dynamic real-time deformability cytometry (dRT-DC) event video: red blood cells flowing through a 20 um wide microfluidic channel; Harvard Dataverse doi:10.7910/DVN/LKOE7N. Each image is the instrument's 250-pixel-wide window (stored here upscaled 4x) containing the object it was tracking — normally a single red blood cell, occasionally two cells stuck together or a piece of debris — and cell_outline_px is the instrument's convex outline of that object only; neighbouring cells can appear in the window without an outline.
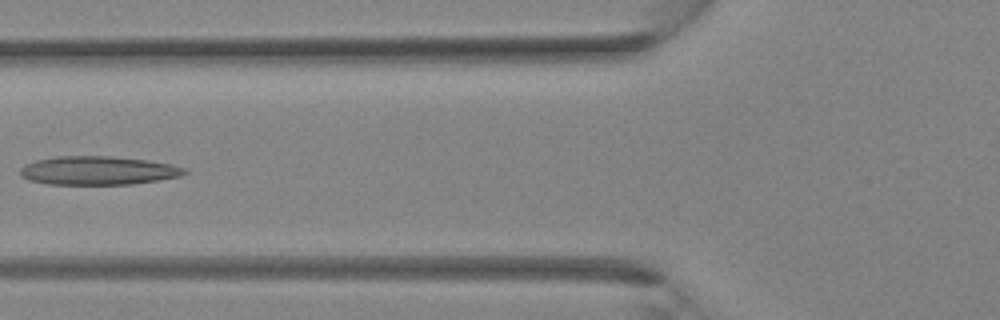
{"species": "Egyptian fruit bat (a non-hibernating species)", "species_latin": "Rousettus aegyptiacus", "temperature_condition": "room temperature", "stored_images_in_passage": 35, "camera_frame_rate_fps": 3000, "um_per_image_px": 0.085, "animal": {"sex": "female"}, "frame": {"image": 1, "passage_image": 13, "time_ms": 4.0, "image_size_px": [1000, 320], "cell_outline_px": [[188, 172], [180, 176], [160, 180], [132, 184], [48, 184], [28, 180], [20, 176], [20, 168], [24, 164], [36, 160], [56, 156], [108, 156], [148, 160], [172, 164], [184, 168]], "centroid_in_image_um": [8.31, 14.49], "position_along_channel_um": 117.5, "area_um2": 27.51}}
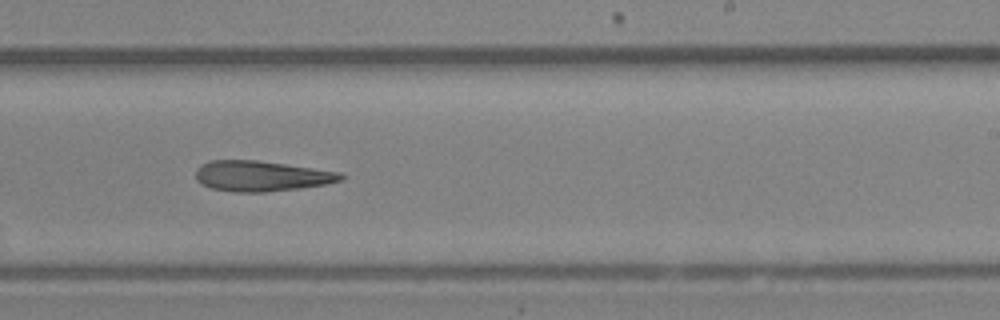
{"frame": {"image": 2, "passage_image": 21, "time_ms": 6.667, "image_size_px": [1000, 320], "cell_outline_px": [[344, 176], [340, 180], [328, 184], [300, 188], [264, 192], [236, 192], [212, 188], [200, 184], [196, 180], [196, 168], [200, 164], [208, 160], [256, 160], [340, 172]], "centroid_in_image_um": [22.16, 14.96], "position_along_channel_um": 266.8, "area_um2": 25.72}}
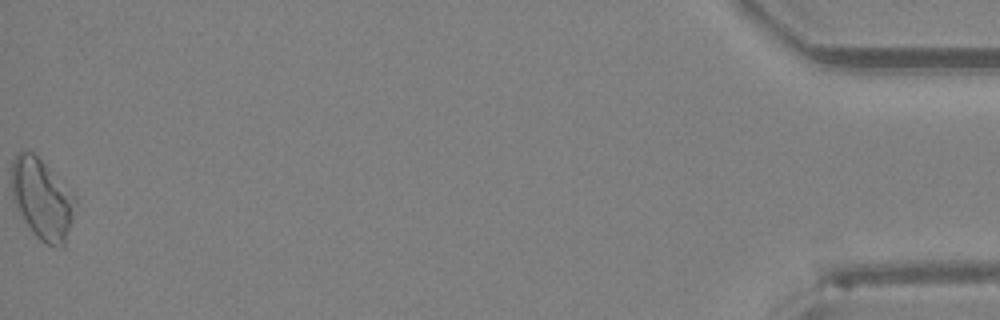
{"frame": {"image": 3, "passage_image": 35, "time_ms": 11.333, "image_size_px": [1000, 320], "cell_outline_px": [[76, 204], [72, 220], [64, 248], [56, 248], [40, 240], [32, 232], [24, 220], [12, 200], [12, 160], [16, 152], [32, 152], [76, 196]], "centroid_in_image_um": [3.58, 16.96], "position_along_channel_um": 431.6, "area_um2": 29.71}}